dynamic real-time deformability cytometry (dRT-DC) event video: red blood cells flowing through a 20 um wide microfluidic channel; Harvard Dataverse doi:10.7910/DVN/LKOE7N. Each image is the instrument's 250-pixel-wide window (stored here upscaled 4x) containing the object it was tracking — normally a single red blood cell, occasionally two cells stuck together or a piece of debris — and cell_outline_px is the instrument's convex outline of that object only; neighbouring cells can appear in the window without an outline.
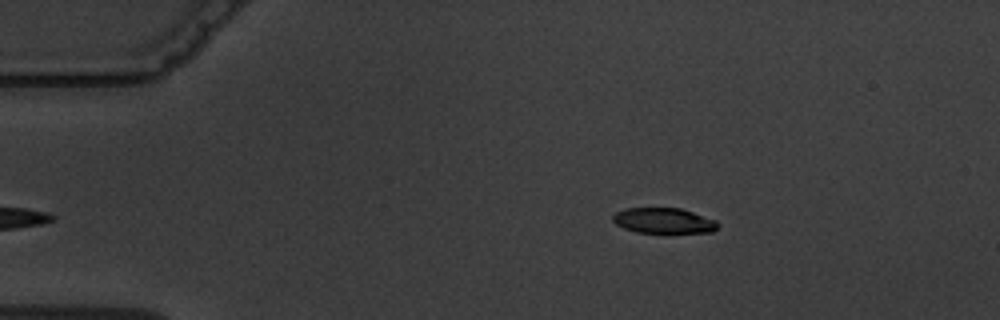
{"species": "common noctule bat (a hibernating species)", "species_latin": "Nyctalus noctula", "temperature_condition": "warm", "stored_images_in_passage": 3, "camera_frame_rate_fps": 3000, "um_per_image_px": 0.085, "animal": {"sex": "male", "body_mass_g": 19.5, "forearm_length_mm": 54.6}, "frame": {"image": 1, "passage_image": 3, "time_ms": 2.333, "image_size_px": [1000, 320], "cell_outline_px": [[720, 224], [712, 232], [636, 232], [624, 228], [616, 224], [612, 220], [612, 216], [616, 212], [624, 208], [680, 208], [716, 220]], "centroid_in_image_um": [56.39, 18.74], "position_along_channel_um": 28.6, "area_um2": 15.43}}